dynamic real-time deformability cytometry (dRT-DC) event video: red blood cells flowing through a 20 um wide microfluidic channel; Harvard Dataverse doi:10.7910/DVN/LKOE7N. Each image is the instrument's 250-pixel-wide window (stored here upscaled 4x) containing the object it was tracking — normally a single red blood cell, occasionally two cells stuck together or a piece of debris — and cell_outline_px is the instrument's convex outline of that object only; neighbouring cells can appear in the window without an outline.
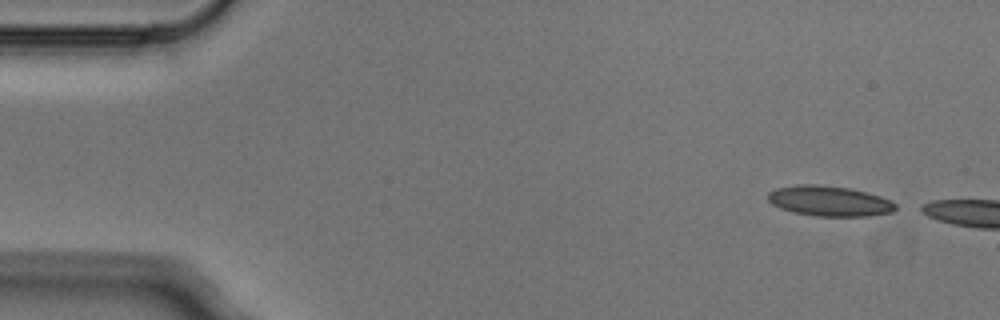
{"species": "Egyptian fruit bat (a non-hibernating species)", "species_latin": "Rousettus aegyptiacus", "temperature_condition": "cold", "stored_images_in_passage": 4, "camera_frame_rate_fps": 3000, "um_per_image_px": 0.085, "animal": {"sex": "male"}, "frame": {"image": 1, "passage_image": 1, "time_ms": 0.0, "image_size_px": [1000, 320], "cell_outline_px": [[896, 208], [892, 212], [868, 216], [816, 216], [792, 212], [780, 208], [772, 204], [768, 200], [768, 192], [776, 188], [796, 184], [816, 184], [848, 188], [880, 196], [896, 204]], "centroid_in_image_um": [70.45, 17.09], "position_along_channel_um": 14.6, "area_um2": 22.43}}